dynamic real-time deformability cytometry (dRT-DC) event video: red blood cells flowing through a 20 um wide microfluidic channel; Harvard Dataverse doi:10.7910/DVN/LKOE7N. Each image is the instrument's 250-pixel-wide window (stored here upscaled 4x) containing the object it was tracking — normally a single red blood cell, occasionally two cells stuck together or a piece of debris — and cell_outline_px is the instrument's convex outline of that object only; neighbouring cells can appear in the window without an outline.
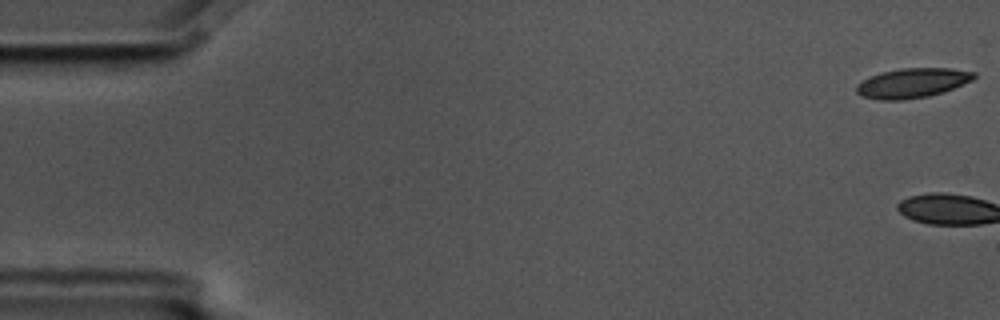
{"species": "common noctule bat (a hibernating species)", "species_latin": "Nyctalus noctula", "temperature_condition": "cold", "stored_images_in_passage": 6, "camera_frame_rate_fps": 3000, "um_per_image_px": 0.085, "animal": {"sex": "male", "body_mass_g": 17.5, "forearm_length_mm": 52.3}, "frame": {"image": 1, "passage_image": 1, "time_ms": 0.0, "image_size_px": [1000, 320], "cell_outline_px": [[976, 76], [972, 80], [944, 92], [928, 96], [904, 100], [880, 100], [864, 96], [856, 92], [856, 84], [880, 72], [900, 68], [952, 68], [976, 72]], "centroid_in_image_um": [77.57, 7.05], "position_along_channel_um": 7.4, "area_um2": 20.29}}